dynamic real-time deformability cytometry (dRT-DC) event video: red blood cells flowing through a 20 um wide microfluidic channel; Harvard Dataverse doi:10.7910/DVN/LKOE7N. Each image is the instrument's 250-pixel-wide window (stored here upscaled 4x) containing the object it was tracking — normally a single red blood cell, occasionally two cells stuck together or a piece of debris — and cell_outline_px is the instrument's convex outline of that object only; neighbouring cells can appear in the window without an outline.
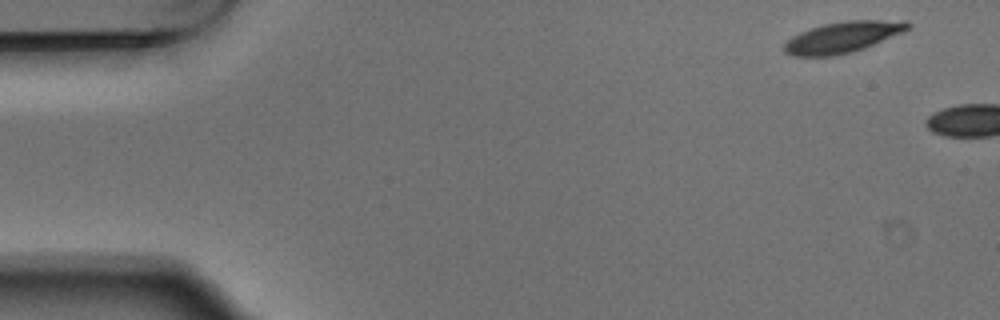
{"species": "Egyptian fruit bat (a non-hibernating species)", "species_latin": "Rousettus aegyptiacus", "temperature_condition": "warm", "stored_images_in_passage": 6, "segment_of_instrument_passage": [2, 2], "camera_frame_rate_fps": 3000, "um_per_image_px": 0.085, "animal": {"sex": "male"}, "frame": {"image": 1, "passage_image": 6, "time_ms": 1.667, "image_size_px": [1000, 320], "cell_outline_px": [[912, 24], [904, 32], [864, 48], [852, 52], [832, 56], [792, 56], [784, 52], [784, 44], [792, 36], [800, 32], [824, 24], [848, 20], [908, 20]], "centroid_in_image_um": [71.66, 3.15], "position_along_channel_um": 13.3, "area_um2": 22.37}}